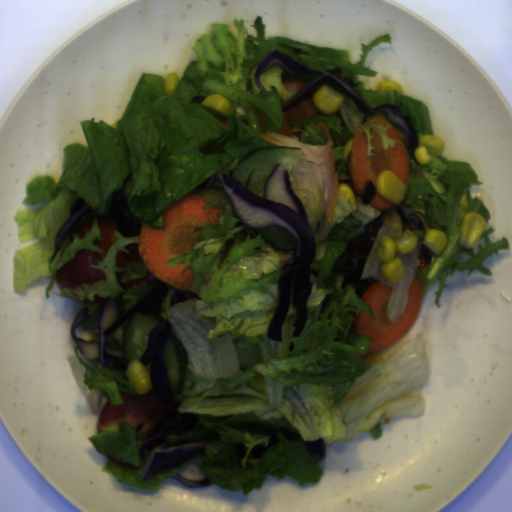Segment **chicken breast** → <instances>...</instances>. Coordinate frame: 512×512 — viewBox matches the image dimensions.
Segmentation results:
<instances>
[{"instance_id":"obj_1","label":"chicken breast","mask_w":512,"mask_h":512,"mask_svg":"<svg viewBox=\"0 0 512 512\" xmlns=\"http://www.w3.org/2000/svg\"><path fill=\"white\" fill-rule=\"evenodd\" d=\"M317 125L328 139L325 144L301 143L298 136L295 135L286 136L271 132L260 133L258 135L276 146L302 149L317 175L325 216L329 222L333 219L339 197L338 175L336 167L334 166L332 153L333 138L325 123L319 121Z\"/></svg>"}]
</instances>
